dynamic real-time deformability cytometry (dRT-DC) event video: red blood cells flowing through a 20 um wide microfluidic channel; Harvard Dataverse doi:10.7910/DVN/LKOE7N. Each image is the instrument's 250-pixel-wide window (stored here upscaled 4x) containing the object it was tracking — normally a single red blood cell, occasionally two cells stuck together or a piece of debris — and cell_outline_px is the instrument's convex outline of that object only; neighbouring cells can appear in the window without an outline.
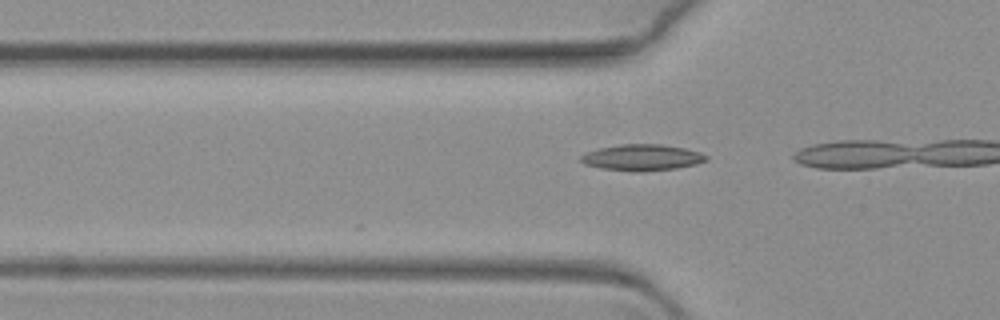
{"species": "common noctule bat (a hibernating species)", "species_latin": "Nyctalus noctula", "temperature_condition": "warm", "stored_images_in_passage": 5, "camera_frame_rate_fps": 3000, "um_per_image_px": 0.085, "animal": {"sex": "female", "body_mass_g": 19.3, "forearm_length_mm": 54.1}, "frame": {"image": 1, "passage_image": 3, "time_ms": 0.667, "image_size_px": [1000, 320], "cell_outline_px": [[708, 160], [696, 164], [676, 168], [640, 172], [632, 172], [600, 168], [584, 164], [580, 160], [580, 156], [584, 152], [596, 148], [620, 144], [660, 144], [684, 148], [700, 152], [708, 156]], "centroid_in_image_um": [54.53, 13.39], "position_along_channel_um": 71.3, "area_um2": 19.42}}